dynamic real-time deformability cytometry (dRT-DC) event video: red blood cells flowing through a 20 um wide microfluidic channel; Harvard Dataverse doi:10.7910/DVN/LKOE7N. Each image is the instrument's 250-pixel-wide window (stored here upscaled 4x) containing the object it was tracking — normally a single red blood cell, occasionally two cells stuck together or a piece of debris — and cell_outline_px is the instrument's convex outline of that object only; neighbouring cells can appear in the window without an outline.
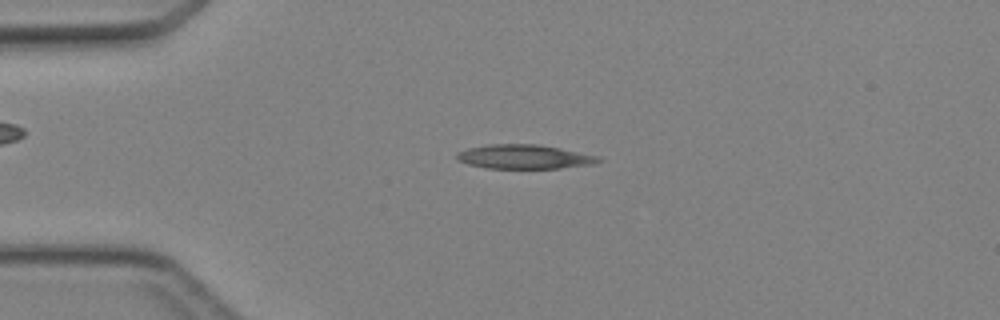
{"species": "Egyptian fruit bat (a non-hibernating species)", "species_latin": "Rousettus aegyptiacus", "temperature_condition": "cold", "stored_images_in_passage": 44, "camera_frame_rate_fps": 3000, "um_per_image_px": 0.085, "animal": {"sex": "female"}, "frame": {"image": 1, "passage_image": 10, "time_ms": 3.0, "image_size_px": [1000, 320], "cell_outline_px": [[604, 160], [596, 164], [560, 168], [488, 168], [468, 164], [456, 160], [456, 152], [468, 148], [488, 144], [536, 144], [560, 148], [600, 156]], "centroid_in_image_um": [44.59, 13.32], "position_along_channel_um": 40.4, "area_um2": 20.11}}
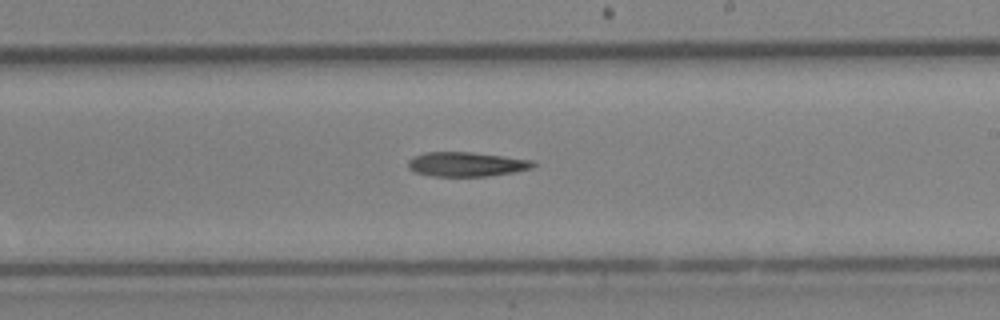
{"frame": {"image": 2, "passage_image": 26, "time_ms": 8.333, "image_size_px": [1000, 320], "cell_outline_px": [[536, 164], [532, 168], [512, 172], [488, 176], [432, 176], [416, 172], [408, 168], [408, 160], [412, 156], [424, 152], [472, 152], [532, 160]], "centroid_in_image_um": [39.61, 13.95], "position_along_channel_um": 249.4, "area_um2": 17.74}}
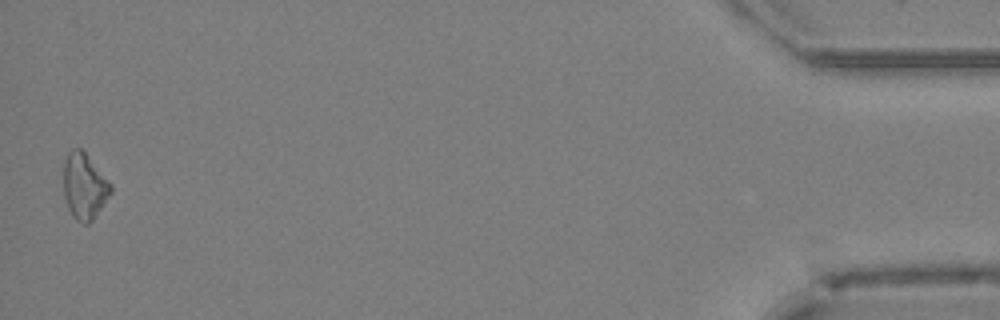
{"frame": {"image": 3, "passage_image": 44, "time_ms": 14.333, "image_size_px": [1000, 320], "cell_outline_px": [[112, 192], [92, 220], [88, 224], [84, 224], [76, 220], [72, 216], [68, 208], [64, 196], [64, 160], [68, 152], [72, 148], [80, 148], [84, 152], [112, 184]], "centroid_in_image_um": [7.16, 15.84], "position_along_channel_um": 428.0, "area_um2": 18.03}}